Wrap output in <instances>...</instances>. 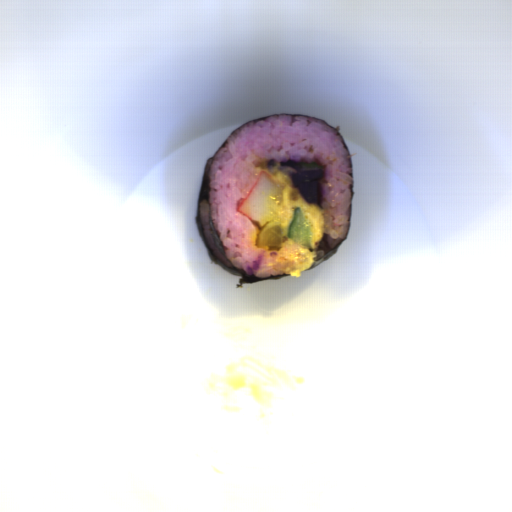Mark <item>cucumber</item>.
Wrapping results in <instances>:
<instances>
[{
  "label": "cucumber",
  "mask_w": 512,
  "mask_h": 512,
  "mask_svg": "<svg viewBox=\"0 0 512 512\" xmlns=\"http://www.w3.org/2000/svg\"><path fill=\"white\" fill-rule=\"evenodd\" d=\"M287 237L293 242L313 250L312 229L304 215L303 209L295 208L292 221L287 230Z\"/></svg>",
  "instance_id": "cucumber-1"
}]
</instances>
